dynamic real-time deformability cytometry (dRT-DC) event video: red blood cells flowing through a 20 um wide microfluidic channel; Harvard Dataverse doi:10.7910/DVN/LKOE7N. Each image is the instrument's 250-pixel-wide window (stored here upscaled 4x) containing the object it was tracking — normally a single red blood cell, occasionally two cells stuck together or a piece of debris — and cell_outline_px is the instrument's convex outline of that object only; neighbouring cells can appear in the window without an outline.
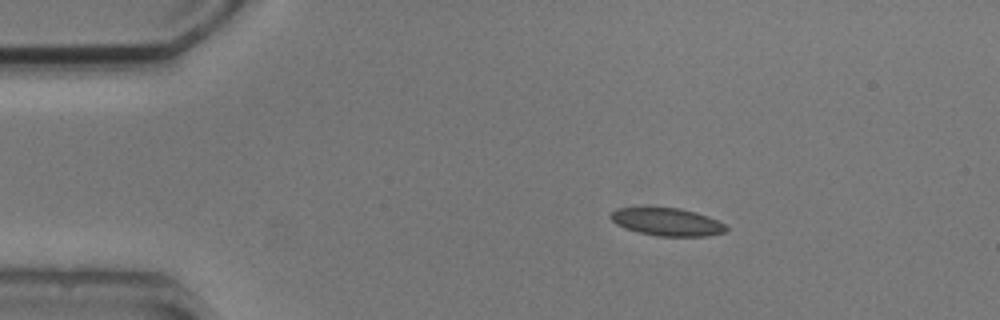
{"species": "common noctule bat (a hibernating species)", "species_latin": "Nyctalus noctula", "temperature_condition": "cold", "stored_images_in_passage": 4, "camera_frame_rate_fps": 3000, "um_per_image_px": 0.085, "animal": {"sex": "male", "body_mass_g": 20.5, "forearm_length_mm": 52.5}, "frame": {"image": 1, "passage_image": 1, "time_ms": 0.0, "image_size_px": [1000, 320], "cell_outline_px": [[728, 228], [724, 232], [708, 236], [656, 236], [624, 228], [616, 224], [608, 216], [616, 208], [680, 208], [696, 212], [708, 216], [724, 224]], "centroid_in_image_um": [56.69, 18.86], "position_along_channel_um": 28.3, "area_um2": 18.55}}
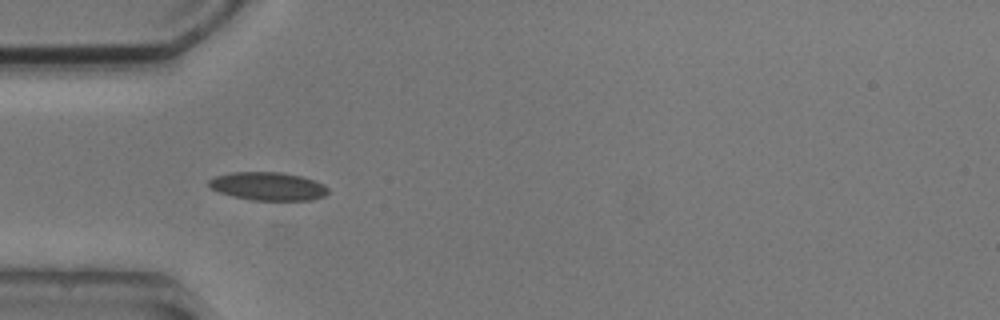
{"frame": {"image": 2, "passage_image": 3, "time_ms": 2.333, "image_size_px": [1000, 320], "cell_outline_px": [[328, 192], [324, 196], [312, 200], [252, 200], [232, 196], [220, 192], [212, 188], [208, 184], [208, 180], [216, 176], [232, 172], [280, 172], [300, 176], [324, 184], [328, 188]], "centroid_in_image_um": [22.78, 15.83], "position_along_channel_um": 62.2, "area_um2": 19.48}}